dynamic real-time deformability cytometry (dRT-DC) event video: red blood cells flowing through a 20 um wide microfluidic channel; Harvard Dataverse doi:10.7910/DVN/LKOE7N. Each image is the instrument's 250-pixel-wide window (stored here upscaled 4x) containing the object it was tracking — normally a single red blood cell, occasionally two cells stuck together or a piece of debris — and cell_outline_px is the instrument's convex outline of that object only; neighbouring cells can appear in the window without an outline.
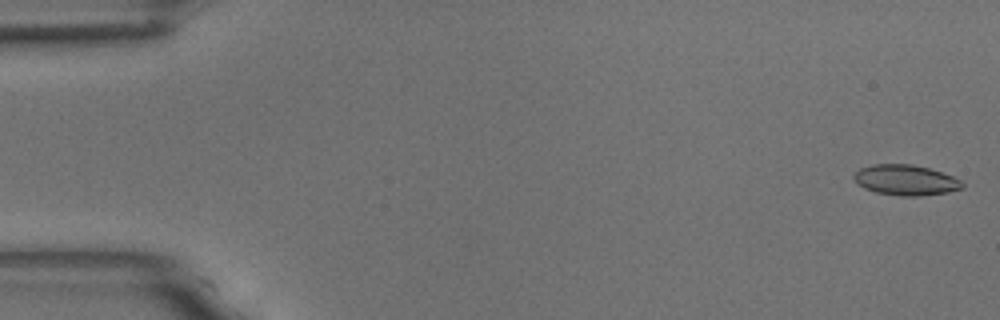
{"species": "common noctule bat (a hibernating species)", "species_latin": "Nyctalus noctula", "temperature_condition": "room temperature", "stored_images_in_passage": 14, "camera_frame_rate_fps": 3000, "um_per_image_px": 0.085, "animal": {"sex": "male", "body_mass_g": 18.8}, "frame": {"image": 1, "passage_image": 1, "time_ms": 0.0, "image_size_px": [1000, 320], "cell_outline_px": [[964, 188], [948, 192], [920, 196], [900, 196], [876, 192], [864, 188], [852, 176], [860, 168], [872, 164], [912, 164], [928, 168], [952, 176], [960, 180], [964, 184]], "centroid_in_image_um": [76.99, 15.31], "position_along_channel_um": 8.0, "area_um2": 19.13}}
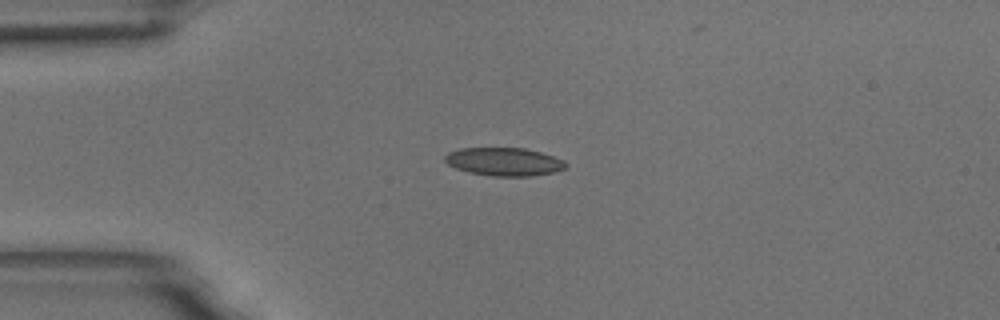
{"frame": {"image": 2, "passage_image": 4, "time_ms": 1.0, "image_size_px": [1000, 320], "cell_outline_px": [[568, 168], [552, 172], [532, 176], [492, 176], [468, 172], [456, 168], [448, 164], [444, 160], [444, 156], [448, 152], [460, 148], [524, 148], [540, 152], [564, 160], [568, 164]], "centroid_in_image_um": [42.85, 13.74], "position_along_channel_um": 42.2, "area_um2": 19.88}}
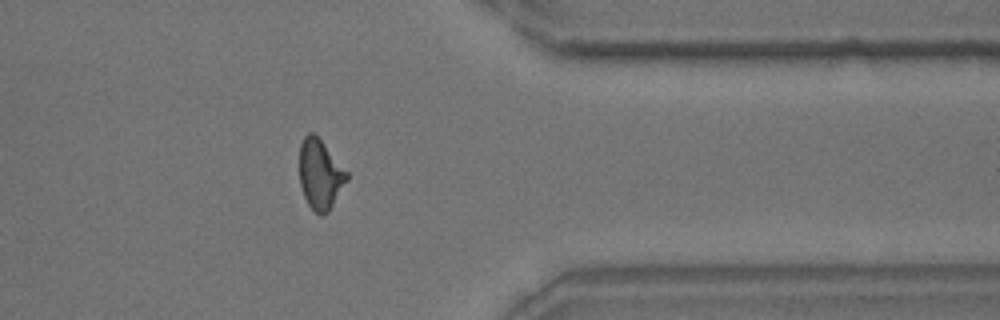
{"frame": {"image": 3, "passage_image": 13, "time_ms": 4.0, "image_size_px": [1000, 320], "cell_outline_px": [[348, 180], [328, 212], [320, 216], [308, 204], [304, 196], [300, 184], [300, 144], [304, 136], [308, 132], [312, 132], [320, 140], [348, 172]], "centroid_in_image_um": [27.21, 14.83], "position_along_channel_um": 384.2, "area_um2": 19.02}}